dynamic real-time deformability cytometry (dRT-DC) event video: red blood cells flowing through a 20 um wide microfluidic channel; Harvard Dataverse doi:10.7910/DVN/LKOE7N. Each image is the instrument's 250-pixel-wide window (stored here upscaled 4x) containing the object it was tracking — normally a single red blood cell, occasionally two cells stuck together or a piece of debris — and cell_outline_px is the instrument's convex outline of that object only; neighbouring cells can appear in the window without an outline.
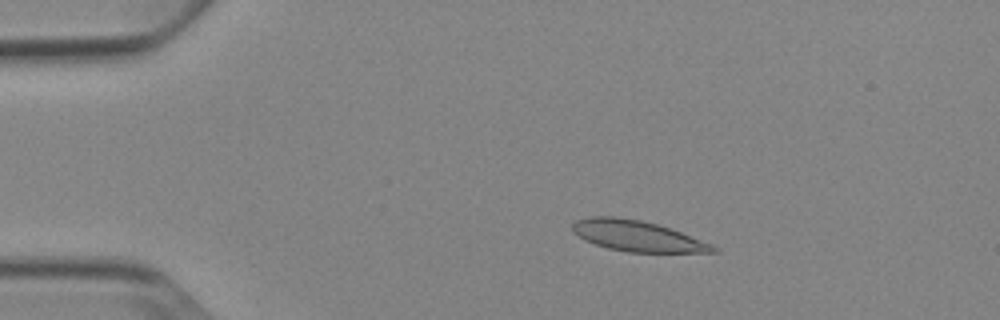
{"species": "Egyptian fruit bat (a non-hibernating species)", "species_latin": "Rousettus aegyptiacus", "temperature_condition": "cold", "stored_images_in_passage": 45, "camera_frame_rate_fps": 3000, "um_per_image_px": 0.085, "animal": {"sex": "female"}, "frame": {"image": 1, "passage_image": 2, "time_ms": 0.333, "image_size_px": [1000, 320], "cell_outline_px": [[720, 252], [628, 252], [608, 248], [584, 240], [572, 232], [572, 224], [576, 220], [592, 216], [616, 216], [640, 220], [656, 224], [680, 232], [712, 244], [720, 248]], "centroid_in_image_um": [54.15, 20.06], "position_along_channel_um": 30.9, "area_um2": 25.09}}
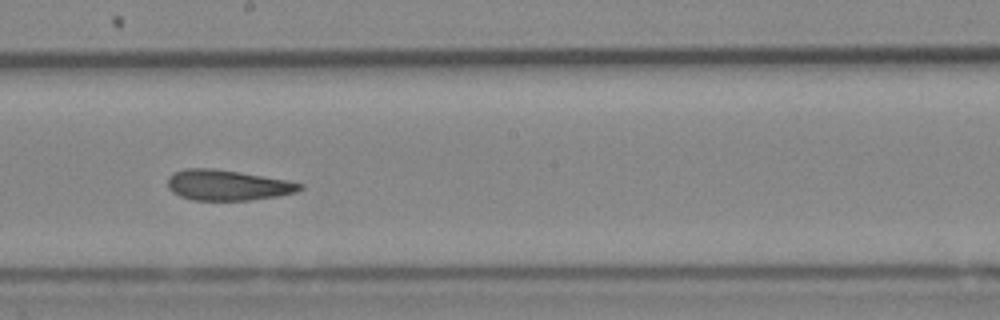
{"frame": {"image": 2, "passage_image": 22, "time_ms": 7.0, "image_size_px": [1000, 320], "cell_outline_px": [[304, 188], [296, 192], [276, 196], [248, 200], [192, 200], [180, 196], [172, 192], [168, 188], [168, 176], [184, 168], [212, 168], [240, 172], [284, 180], [304, 184]], "centroid_in_image_um": [19.31, 15.74], "position_along_channel_um": 228.9, "area_um2": 23.35}}
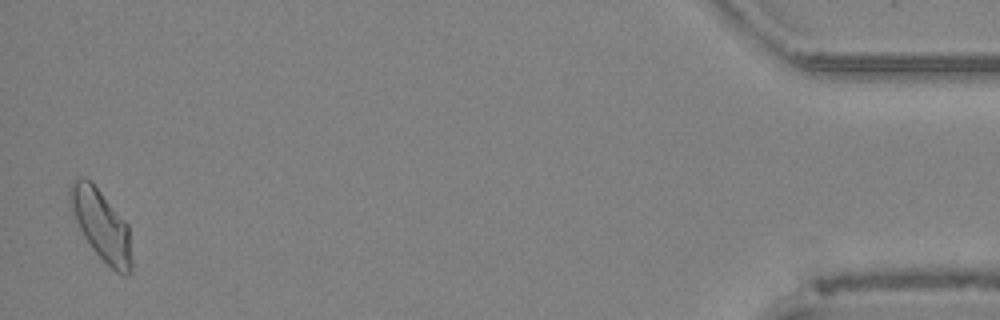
{"frame": {"image": 3, "passage_image": 44, "time_ms": 14.333, "image_size_px": [1000, 320], "cell_outline_px": [[132, 272], [128, 276], [124, 276], [116, 272], [92, 248], [84, 236], [72, 212], [68, 200], [68, 188], [72, 180], [80, 176], [84, 176], [92, 180], [128, 224], [132, 260]], "centroid_in_image_um": [8.6, 19.08], "position_along_channel_um": 426.6, "area_um2": 25.66}, "authors_computed_cell_mechanics": {"area_um2": 24.2182, "velocity_mm_per_s": 3.8377, "shape_relaxation_time_tau1_ms": null, "shape_relaxation_time_tau2_ms": 2.9979, "deformation_change_tau1": null, "deformation_change_tau2": 0.0838}}